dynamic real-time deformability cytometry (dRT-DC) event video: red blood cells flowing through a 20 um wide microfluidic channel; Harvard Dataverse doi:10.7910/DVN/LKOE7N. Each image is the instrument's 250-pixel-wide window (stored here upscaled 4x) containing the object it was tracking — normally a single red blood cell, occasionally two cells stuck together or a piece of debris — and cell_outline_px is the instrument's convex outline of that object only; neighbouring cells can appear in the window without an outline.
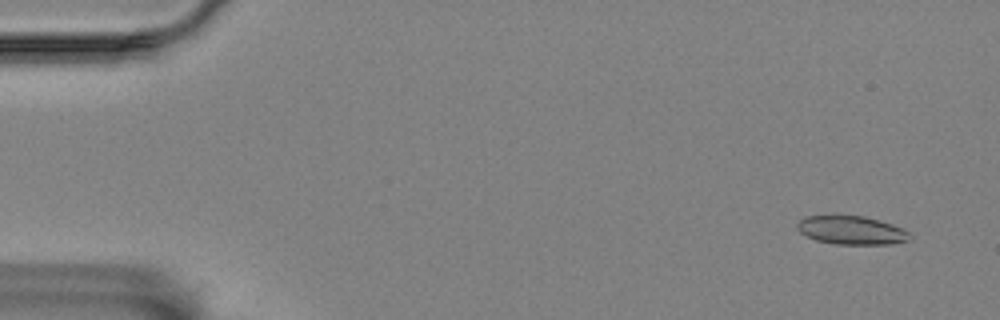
{"species": "Egyptian fruit bat (a non-hibernating species)", "species_latin": "Rousettus aegyptiacus", "temperature_condition": "room temperature", "stored_images_in_passage": 58, "camera_frame_rate_fps": 3000, "um_per_image_px": 0.085, "animal": {"sex": "female"}, "frame": {"image": 1, "passage_image": 4, "time_ms": 1.0, "image_size_px": [1000, 320], "cell_outline_px": [[912, 236], [908, 240], [892, 244], [832, 244], [816, 240], [800, 232], [796, 228], [796, 224], [804, 216], [832, 212], [864, 216], [892, 224], [908, 232]], "centroid_in_image_um": [72.29, 19.52], "position_along_channel_um": 12.7, "area_um2": 19.42}}
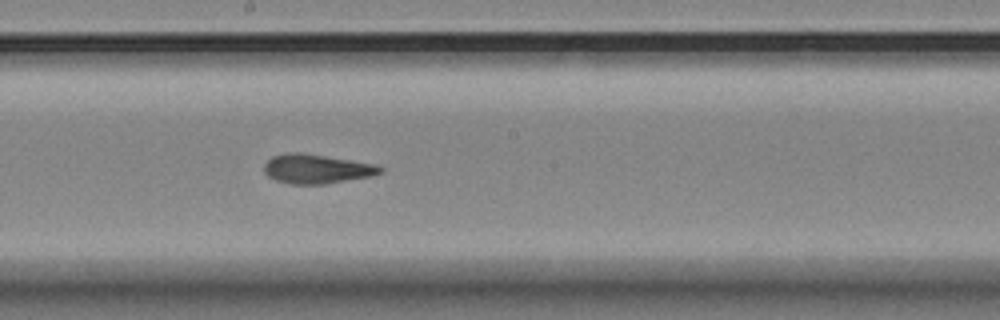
{"frame": {"image": 2, "passage_image": 32, "time_ms": 10.333, "image_size_px": [1000, 320], "cell_outline_px": [[384, 172], [372, 176], [324, 184], [288, 184], [276, 180], [268, 176], [264, 172], [264, 164], [272, 156], [288, 152], [296, 152], [324, 156], [376, 164], [384, 168]], "centroid_in_image_um": [26.92, 14.36], "position_along_channel_um": 221.3, "area_um2": 19.77}}
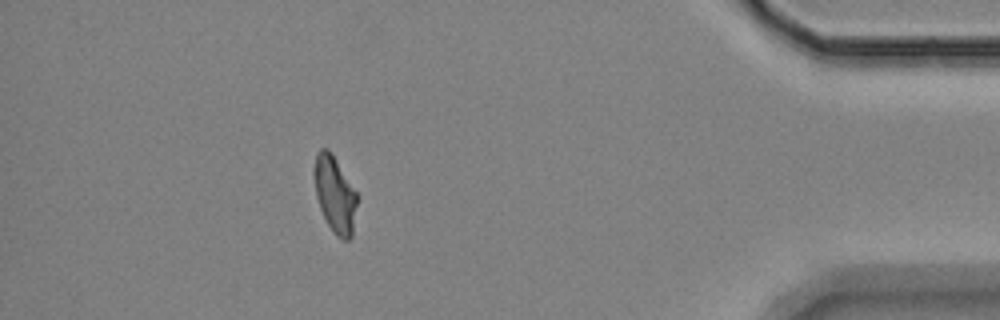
{"frame": {"image": 3, "passage_image": 52, "time_ms": 17.0, "image_size_px": [1000, 320], "cell_outline_px": [[356, 204], [352, 236], [348, 240], [344, 240], [336, 236], [328, 224], [320, 208], [316, 196], [312, 172], [316, 152], [320, 148], [328, 148], [332, 152], [356, 192]], "centroid_in_image_um": [28.42, 16.47], "position_along_channel_um": 406.8, "area_um2": 19.13}, "authors_computed_cell_mechanics": {"area_um2": 19.5942, "velocity_mm_per_s": 3.4816, "shape_relaxation_time_tau1_ms": 7.9084, "shape_relaxation_time_tau2_ms": 2.4732, "deformation_change_tau1": 0.1969, "deformation_change_tau2": 0.0903}}